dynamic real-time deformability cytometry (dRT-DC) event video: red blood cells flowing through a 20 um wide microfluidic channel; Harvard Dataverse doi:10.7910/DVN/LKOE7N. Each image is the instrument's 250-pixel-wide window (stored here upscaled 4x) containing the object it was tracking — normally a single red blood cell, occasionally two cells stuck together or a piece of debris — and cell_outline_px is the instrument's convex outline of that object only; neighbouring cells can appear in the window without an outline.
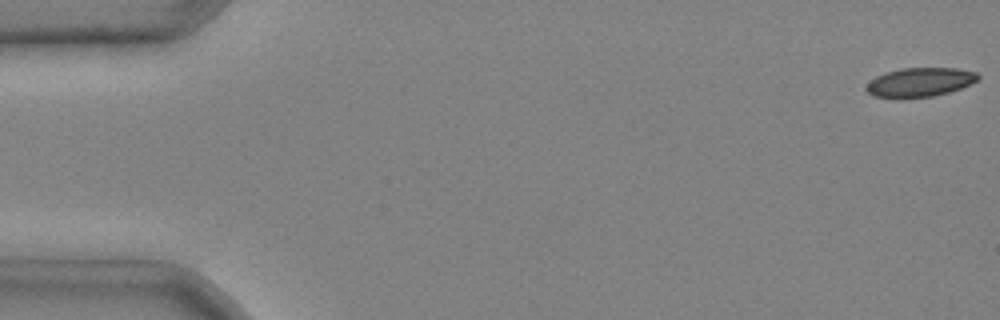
{"species": "common noctule bat (a hibernating species)", "species_latin": "Nyctalus noctula", "temperature_condition": "cold", "stored_images_in_passage": 5, "camera_frame_rate_fps": 3000, "um_per_image_px": 0.085, "animal": {"sex": "male", "body_mass_g": 20.4}, "frame": {"image": 1, "passage_image": 1, "time_ms": 0.0, "image_size_px": [1000, 320], "cell_outline_px": [[980, 80], [960, 88], [948, 92], [932, 96], [900, 100], [896, 100], [872, 96], [864, 88], [876, 76], [884, 72], [900, 68], [956, 68], [976, 72], [980, 76]], "centroid_in_image_um": [78.15, 7.01], "position_along_channel_um": 6.9, "area_um2": 19.42}}
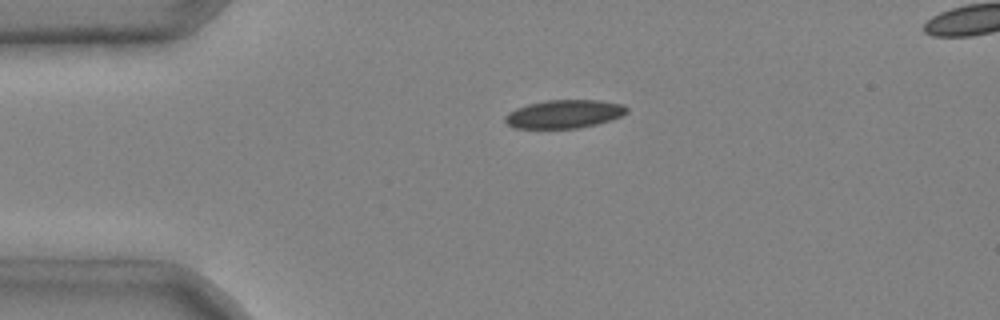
{"frame": {"image": 2, "passage_image": 4, "time_ms": 1.0, "image_size_px": [1000, 320], "cell_outline_px": [[628, 112], [612, 120], [580, 128], [512, 128], [504, 120], [504, 116], [508, 112], [516, 108], [528, 104], [548, 100], [600, 100], [624, 104], [628, 108]], "centroid_in_image_um": [47.96, 9.69], "position_along_channel_um": 37.0, "area_um2": 20.23}}